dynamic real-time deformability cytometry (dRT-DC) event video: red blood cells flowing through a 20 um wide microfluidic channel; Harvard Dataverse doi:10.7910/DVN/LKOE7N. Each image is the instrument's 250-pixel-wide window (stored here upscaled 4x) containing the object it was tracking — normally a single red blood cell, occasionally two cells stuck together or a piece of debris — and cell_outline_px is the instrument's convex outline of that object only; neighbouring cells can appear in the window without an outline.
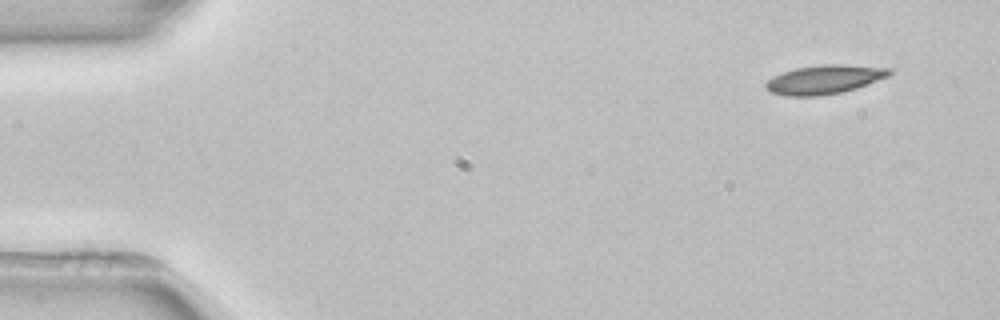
{"species": "common noctule bat (a hibernating species)", "species_latin": "Nyctalus noctula", "temperature_condition": "room temperature", "stored_images_in_passage": 6, "camera_frame_rate_fps": 3000, "um_per_image_px": 0.085, "animal": {"sex": "female", "body_mass_g": 22.7, "forearm_length_mm": 54.2}, "frame": {"image": 1, "passage_image": 1, "time_ms": 0.0, "image_size_px": [1000, 320], "cell_outline_px": [[892, 72], [888, 76], [856, 88], [840, 92], [820, 96], [784, 96], [772, 92], [764, 88], [764, 84], [768, 80], [784, 72], [796, 68], [824, 64], [840, 64], [892, 68]], "centroid_in_image_um": [70.07, 6.76], "position_along_channel_um": 14.9, "area_um2": 20.63}}
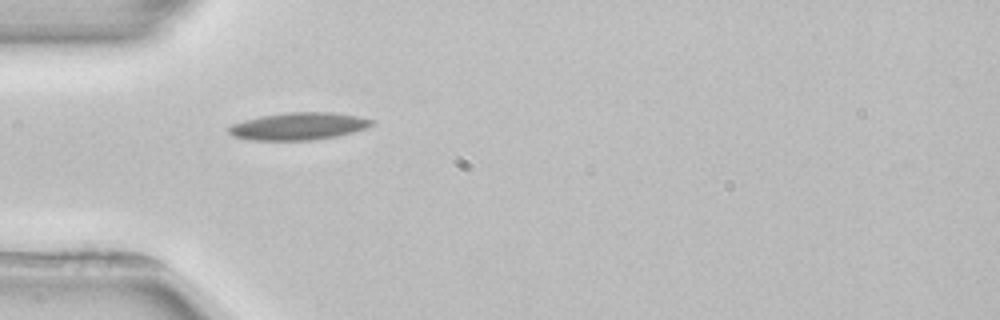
{"frame": {"image": 2, "passage_image": 4, "time_ms": 4.0, "image_size_px": [1000, 320], "cell_outline_px": [[376, 120], [372, 124], [364, 128], [352, 132], [336, 136], [312, 140], [252, 140], [232, 136], [228, 132], [228, 128], [232, 124], [244, 120], [260, 116], [284, 112], [332, 112], [356, 116]], "centroid_in_image_um": [25.34, 10.72], "position_along_channel_um": 59.7, "area_um2": 22.72}}